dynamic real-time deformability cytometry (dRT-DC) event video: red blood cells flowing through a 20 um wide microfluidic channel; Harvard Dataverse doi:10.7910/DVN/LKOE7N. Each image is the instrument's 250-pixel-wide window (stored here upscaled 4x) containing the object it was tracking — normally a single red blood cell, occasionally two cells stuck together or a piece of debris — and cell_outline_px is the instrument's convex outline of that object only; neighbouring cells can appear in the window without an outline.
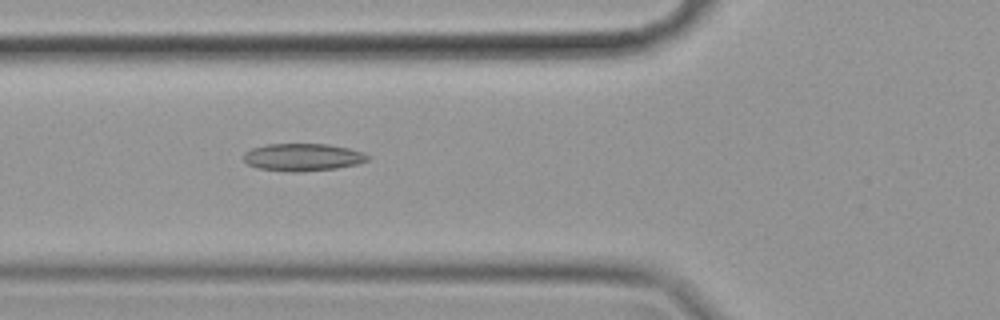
{"species": "common noctule bat (a hibernating species)", "species_latin": "Nyctalus noctula", "temperature_condition": "cold", "stored_images_in_passage": 56, "camera_frame_rate_fps": 3000, "um_per_image_px": 0.085, "animal": {"sex": "female", "body_mass_g": 19.9}, "frame": {"image": 1, "passage_image": 20, "time_ms": 6.333, "image_size_px": [1000, 320], "cell_outline_px": [[368, 160], [356, 164], [336, 168], [300, 172], [288, 172], [260, 168], [248, 164], [244, 160], [244, 152], [252, 148], [268, 144], [328, 144], [348, 148], [364, 152], [368, 156]], "centroid_in_image_um": [25.73, 13.36], "position_along_channel_um": 100.1, "area_um2": 19.77}}
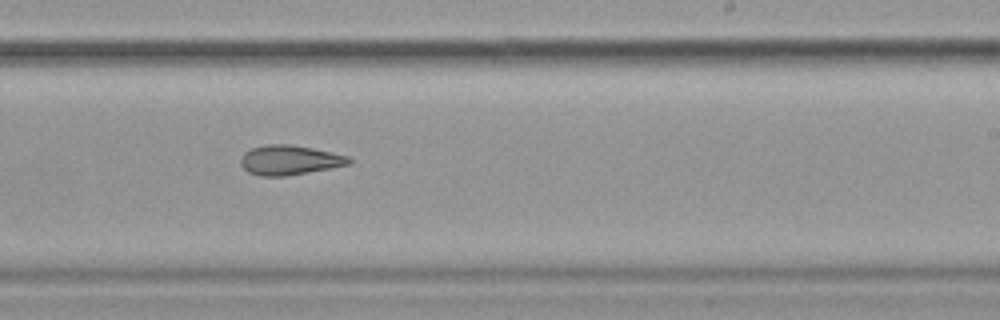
{"frame": {"image": 2, "passage_image": 34, "time_ms": 11.0, "image_size_px": [1000, 320], "cell_outline_px": [[352, 164], [332, 168], [288, 176], [260, 176], [248, 172], [240, 164], [240, 160], [244, 152], [252, 148], [268, 144], [288, 144], [312, 148], [332, 152], [348, 156], [352, 160]], "centroid_in_image_um": [24.63, 13.61], "position_along_channel_um": 264.4, "area_um2": 18.84}}
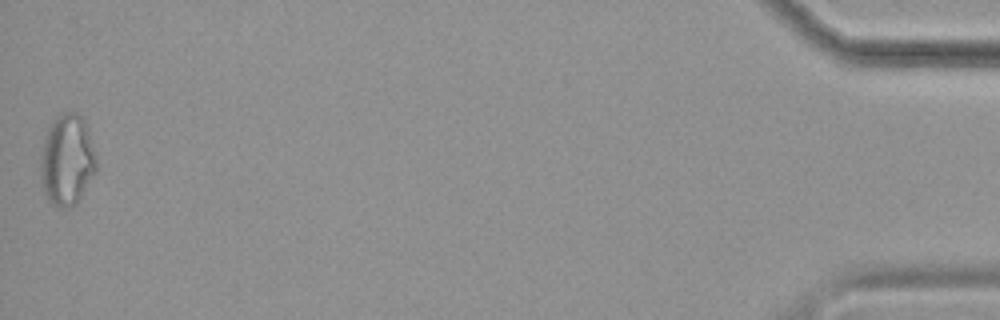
{"frame": {"image": 3, "passage_image": 56, "time_ms": 18.333, "image_size_px": [1000, 320], "cell_outline_px": [[96, 172], [76, 204], [68, 208], [56, 208], [48, 200], [44, 192], [40, 176], [40, 156], [44, 140], [48, 128], [52, 120], [60, 112], [76, 112], [84, 116], [88, 128], [96, 164]], "centroid_in_image_um": [5.68, 13.59], "position_along_channel_um": 429.5, "area_um2": 29.94}, "authors_computed_cell_mechanics": {"area_um2": 20.8369, "velocity_mm_per_s": 3.5271, "shape_relaxation_time_tau1_ms": 9.5045, "shape_relaxation_time_tau2_ms": 4.6567, "deformation_change_tau1": 0.1491, "deformation_change_tau2": 0.1258}}